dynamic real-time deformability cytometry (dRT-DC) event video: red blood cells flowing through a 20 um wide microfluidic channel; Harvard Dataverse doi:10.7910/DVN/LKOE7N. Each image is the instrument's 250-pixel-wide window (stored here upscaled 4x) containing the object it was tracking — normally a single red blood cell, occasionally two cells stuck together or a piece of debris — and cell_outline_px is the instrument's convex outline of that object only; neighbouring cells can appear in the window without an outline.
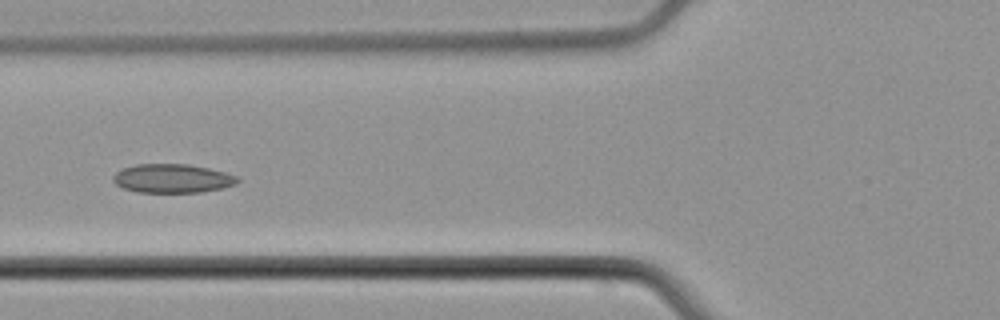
{"species": "common noctule bat (a hibernating species)", "species_latin": "Nyctalus noctula", "temperature_condition": "cold", "stored_images_in_passage": 6, "camera_frame_rate_fps": 3000, "um_per_image_px": 0.085, "animal": {"sex": "male", "body_mass_g": 21.5, "forearm_length_mm": 52.0}, "frame": {"image": 1, "passage_image": 6, "time_ms": 6.333, "image_size_px": [1000, 320], "cell_outline_px": [[240, 180], [236, 184], [224, 188], [200, 192], [136, 192], [124, 188], [116, 184], [112, 180], [112, 176], [116, 172], [124, 168], [136, 164], [188, 164], [208, 168], [224, 172], [236, 176]], "centroid_in_image_um": [14.65, 15.17], "position_along_channel_um": 111.2, "area_um2": 20.87}}